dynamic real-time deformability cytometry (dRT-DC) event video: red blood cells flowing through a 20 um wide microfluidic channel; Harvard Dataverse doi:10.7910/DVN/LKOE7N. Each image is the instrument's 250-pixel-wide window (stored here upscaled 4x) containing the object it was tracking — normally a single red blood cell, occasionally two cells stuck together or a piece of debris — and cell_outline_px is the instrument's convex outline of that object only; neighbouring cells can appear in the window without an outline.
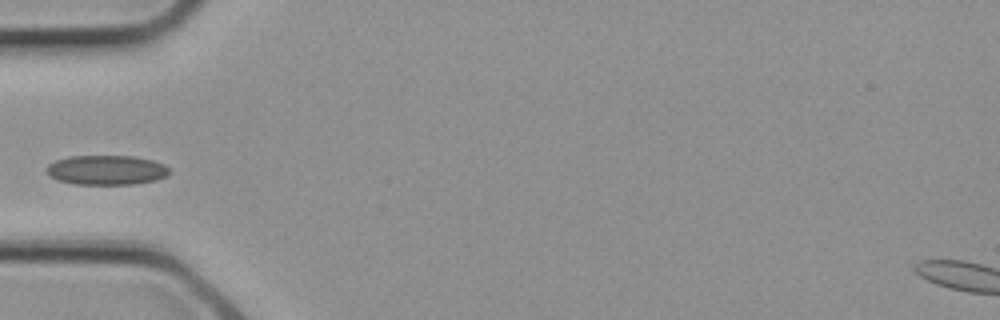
{"species": "common noctule bat (a hibernating species)", "species_latin": "Nyctalus noctula", "temperature_condition": "cold", "stored_images_in_passage": 2, "camera_frame_rate_fps": 3000, "um_per_image_px": 0.085, "animal": {"sex": "female", "body_mass_g": 21.9}, "frame": {"image": 1, "passage_image": 2, "time_ms": 0.333, "image_size_px": [1000, 320], "cell_outline_px": [[172, 172], [168, 176], [156, 180], [132, 184], [76, 184], [56, 180], [48, 172], [48, 164], [56, 160], [68, 156], [132, 156], [152, 160], [164, 164]], "centroid_in_image_um": [9.09, 14.45], "position_along_channel_um": 75.9, "area_um2": 21.15}}